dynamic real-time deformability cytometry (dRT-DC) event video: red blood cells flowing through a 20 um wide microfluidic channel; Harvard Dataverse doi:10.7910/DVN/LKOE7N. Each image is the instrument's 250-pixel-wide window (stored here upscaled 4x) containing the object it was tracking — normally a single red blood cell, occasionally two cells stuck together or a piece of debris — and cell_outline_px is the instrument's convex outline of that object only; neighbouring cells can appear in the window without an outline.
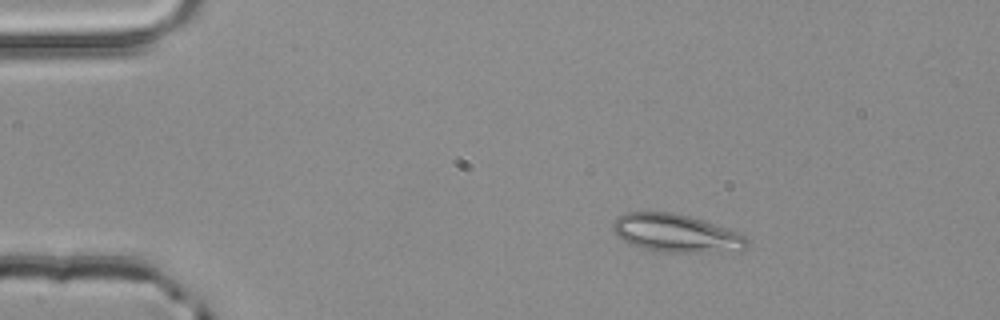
{"species": "common noctule bat (a hibernating species)", "species_latin": "Nyctalus noctula", "temperature_condition": "room temperature", "stored_images_in_passage": 3, "camera_frame_rate_fps": 3000, "um_per_image_px": 0.085, "animal": {"sex": "male", "body_mass_g": 20.4}, "frame": {"image": 1, "passage_image": 1, "time_ms": 0.0, "image_size_px": [1000, 320], "cell_outline_px": [[748, 244], [744, 252], [664, 252], [640, 248], [628, 244], [612, 228], [612, 224], [616, 216], [624, 212], [672, 212], [688, 216], [740, 232], [748, 240]], "centroid_in_image_um": [57.5, 19.84], "position_along_channel_um": 27.5, "area_um2": 30.0}}